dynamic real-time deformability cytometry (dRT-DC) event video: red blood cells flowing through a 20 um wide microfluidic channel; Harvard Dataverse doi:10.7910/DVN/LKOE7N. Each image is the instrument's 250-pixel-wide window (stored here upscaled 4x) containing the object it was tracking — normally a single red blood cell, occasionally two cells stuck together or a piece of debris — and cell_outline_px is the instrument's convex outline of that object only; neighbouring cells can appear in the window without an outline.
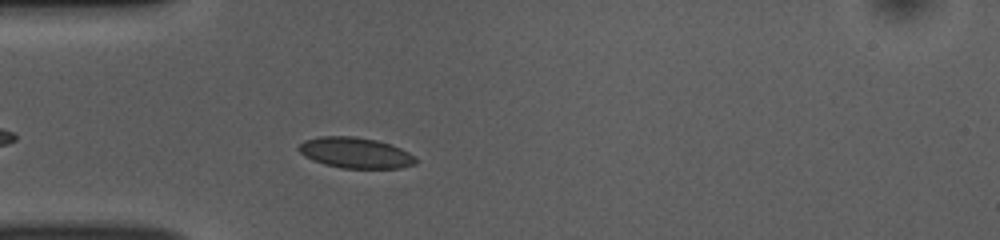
{"species": "common noctule bat (a hibernating species)", "species_latin": "Nyctalus noctula", "temperature_condition": "room temperature", "stored_images_in_passage": 43, "camera_frame_rate_fps": 3000, "um_per_image_px": 0.085, "animal": {"sex": "female", "body_mass_g": 10.0, "forearm_length_mm": 53.1}, "frame": {"image": 1, "passage_image": 6, "time_ms": 1.667, "image_size_px": [1000, 240], "cell_outline_px": [[416, 164], [400, 168], [340, 168], [324, 164], [312, 160], [304, 156], [296, 148], [304, 140], [320, 136], [352, 136], [376, 140], [392, 144], [416, 156]], "centroid_in_image_um": [30.2, 12.99], "position_along_channel_um": 54.8, "area_um2": 21.1}}
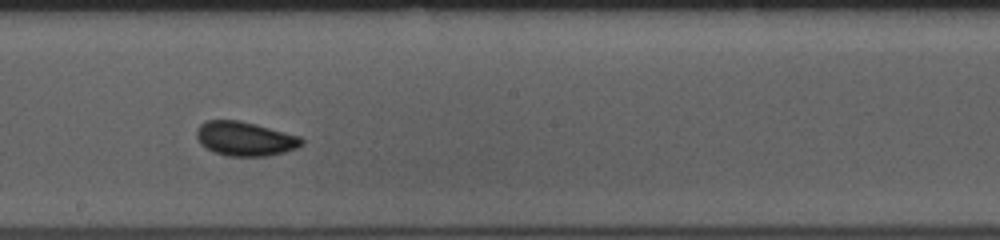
{"frame": {"image": 2, "passage_image": 20, "time_ms": 6.333, "image_size_px": [1000, 240], "cell_outline_px": [[304, 144], [296, 148], [284, 152], [268, 156], [228, 156], [212, 152], [204, 148], [200, 144], [196, 136], [196, 128], [204, 120], [240, 120], [256, 124], [300, 136], [304, 140]], "centroid_in_image_um": [20.79, 11.79], "position_along_channel_um": 227.4, "area_um2": 21.27}}
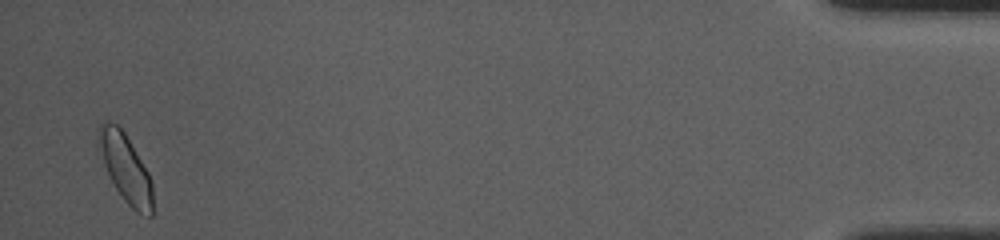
{"frame": {"image": 3, "passage_image": 42, "time_ms": 13.667, "image_size_px": [1000, 240], "cell_outline_px": [[152, 216], [148, 216], [136, 212], [124, 200], [116, 188], [104, 164], [96, 144], [96, 132], [100, 124], [104, 120], [108, 120], [116, 124], [124, 132], [148, 172], [152, 184]], "centroid_in_image_um": [10.63, 14.24], "position_along_channel_um": 424.6, "area_um2": 21.39}, "authors_computed_cell_mechanics": {"area_um2": 20.519, "velocity_mm_per_s": 3.8235, "shape_relaxation_time_tau1_ms": 2.5819, "shape_relaxation_time_tau2_ms": 0.6593, "deformation_change_tau1": 0.0764, "deformation_change_tau2": 0.0517}}